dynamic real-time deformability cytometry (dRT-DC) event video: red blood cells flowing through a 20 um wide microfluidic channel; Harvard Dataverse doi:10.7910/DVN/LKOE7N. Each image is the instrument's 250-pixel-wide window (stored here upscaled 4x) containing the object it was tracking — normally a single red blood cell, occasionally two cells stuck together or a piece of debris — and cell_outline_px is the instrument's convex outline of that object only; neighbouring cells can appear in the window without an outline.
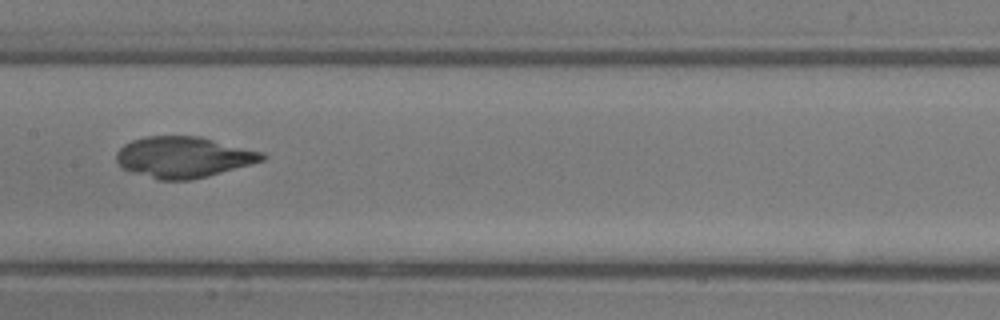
{"species": "common noctule bat (a hibernating species)", "species_latin": "Nyctalus noctula", "temperature_condition": "room temperature", "stored_images_in_passage": 45, "camera_frame_rate_fps": 3000, "um_per_image_px": 0.085, "animal": {"sex": "male", "body_mass_g": 13.3}, "frame": {"image": 1, "passage_image": 21, "time_ms": 6.667, "image_size_px": [1000, 320], "cell_outline_px": [[268, 156], [264, 160], [252, 164], [208, 176], [188, 180], [160, 180], [132, 172], [124, 168], [116, 160], [116, 152], [124, 144], [132, 140], [144, 136], [200, 136], [264, 152]], "centroid_in_image_um": [15.62, 13.35], "position_along_channel_um": 191.8, "area_um2": 34.91}}
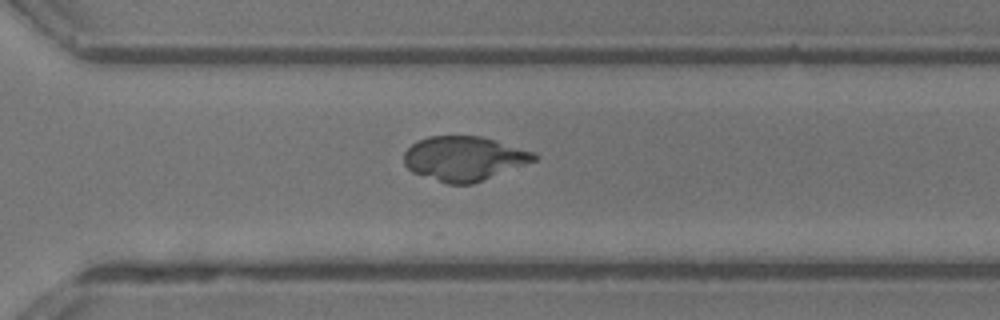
{"frame": {"image": 2, "passage_image": 31, "time_ms": 10.0, "image_size_px": [1000, 320], "cell_outline_px": [[540, 156], [536, 160], [472, 184], [448, 184], [412, 172], [404, 164], [404, 152], [412, 144], [428, 136], [480, 136], [496, 140], [536, 152]], "centroid_in_image_um": [39.46, 13.46], "position_along_channel_um": 331.1, "area_um2": 33.58}}
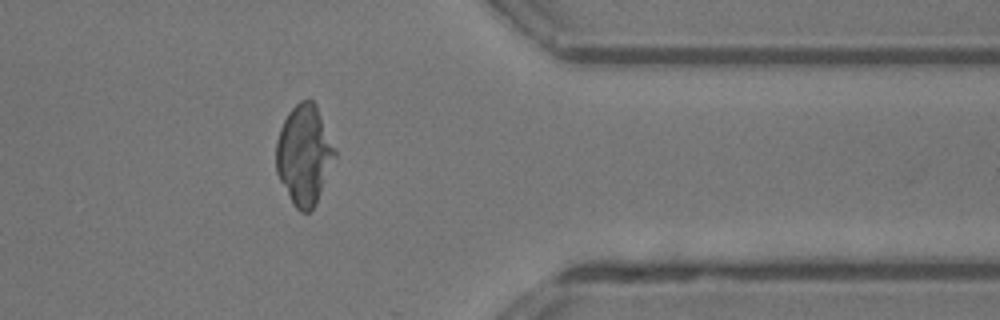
{"frame": {"image": 3, "passage_image": 36, "time_ms": 11.667, "image_size_px": [1000, 320], "cell_outline_px": [[336, 156], [316, 204], [308, 212], [300, 212], [292, 204], [276, 172], [276, 140], [280, 128], [288, 112], [300, 100], [308, 96], [316, 104], [336, 152]], "centroid_in_image_um": [25.84, 13.15], "position_along_channel_um": 385.6, "area_um2": 34.1}}